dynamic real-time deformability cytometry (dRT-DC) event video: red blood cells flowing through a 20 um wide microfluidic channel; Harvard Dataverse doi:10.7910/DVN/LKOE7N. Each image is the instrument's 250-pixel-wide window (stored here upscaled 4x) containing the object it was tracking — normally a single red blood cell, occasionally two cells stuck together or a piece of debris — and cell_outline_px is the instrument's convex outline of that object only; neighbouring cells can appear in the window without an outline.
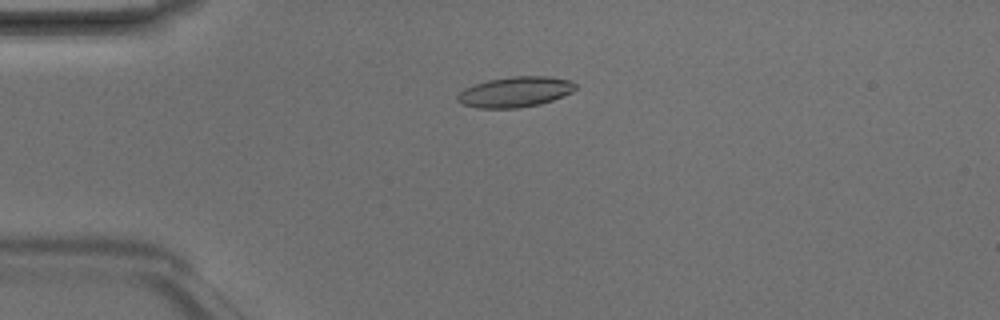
{"species": "Egyptian fruit bat (a non-hibernating species)", "species_latin": "Rousettus aegyptiacus", "temperature_condition": "room temperature", "stored_images_in_passage": 6, "camera_frame_rate_fps": 3000, "um_per_image_px": 0.085, "animal": {"sex": "male"}, "frame": {"image": 1, "passage_image": 3, "time_ms": 0.667, "image_size_px": [1000, 320], "cell_outline_px": [[576, 88], [572, 92], [552, 100], [540, 104], [516, 108], [476, 108], [460, 104], [456, 100], [456, 96], [464, 88], [488, 80], [512, 76], [548, 76], [572, 80], [576, 84]], "centroid_in_image_um": [43.78, 7.81], "position_along_channel_um": 41.2, "area_um2": 21.04}}
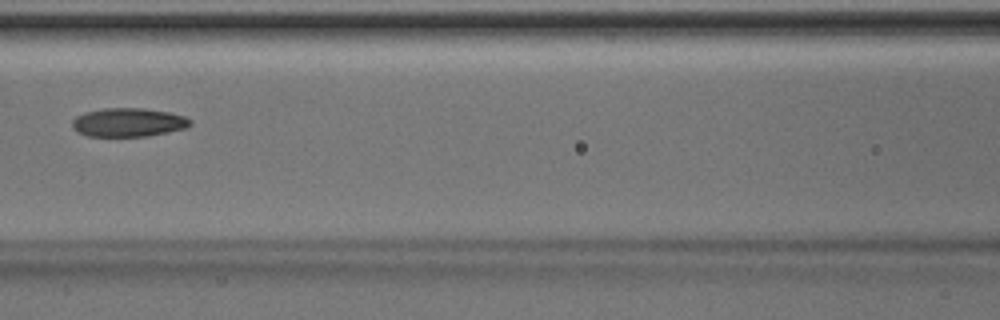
{"frame": {"image": 2, "passage_image": 6, "time_ms": 1.667, "image_size_px": [1000, 320], "cell_outline_px": [[192, 124], [184, 128], [168, 132], [148, 136], [88, 136], [76, 132], [72, 128], [72, 120], [76, 116], [84, 112], [104, 108], [144, 108], [168, 112], [184, 116], [192, 120]], "centroid_in_image_um": [10.88, 10.4], "position_along_channel_um": 155.7, "area_um2": 19.83}}